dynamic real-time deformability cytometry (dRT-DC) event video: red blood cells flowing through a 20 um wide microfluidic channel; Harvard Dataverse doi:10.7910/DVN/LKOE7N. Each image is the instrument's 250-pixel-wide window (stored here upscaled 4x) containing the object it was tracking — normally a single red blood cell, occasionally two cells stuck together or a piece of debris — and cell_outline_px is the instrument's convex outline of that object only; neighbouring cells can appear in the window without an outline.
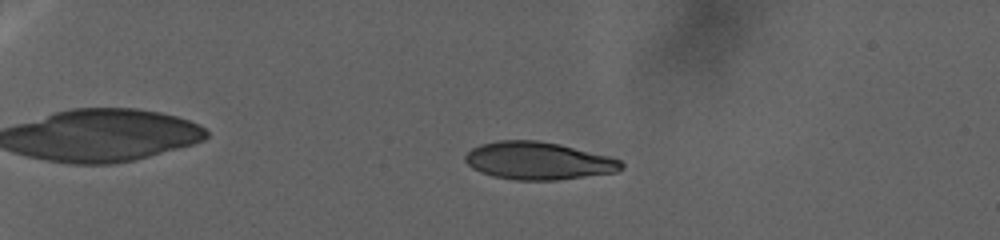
{"species": "human", "species_latin": "Homo sapiens", "temperature_condition": "warm", "stored_images_in_passage": 80, "camera_frame_rate_fps": 3000, "um_per_image_px": 0.085, "donor": {"sex": "female"}, "frame": {"image": 1, "passage_image": 18, "time_ms": 14.0, "image_size_px": [1000, 240], "cell_outline_px": [[624, 168], [616, 172], [556, 180], [516, 180], [492, 176], [480, 172], [472, 168], [464, 160], [464, 156], [472, 148], [480, 144], [500, 140], [536, 140], [560, 144], [608, 156], [620, 160], [624, 164]], "centroid_in_image_um": [45.74, 13.67], "position_along_channel_um": 39.3, "area_um2": 34.22}}
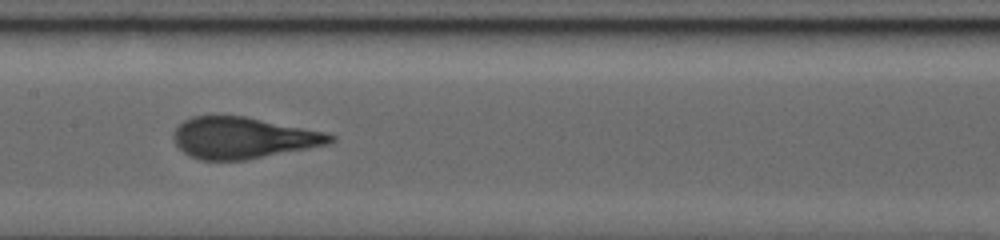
{"frame": {"image": 2, "passage_image": 51, "time_ms": 31.0, "image_size_px": [1000, 240], "cell_outline_px": [[336, 140], [328, 144], [248, 160], [200, 160], [188, 156], [176, 144], [176, 128], [184, 120], [192, 116], [244, 116], [324, 132], [336, 136]], "centroid_in_image_um": [20.68, 11.73], "position_along_channel_um": 186.7, "area_um2": 37.4}}
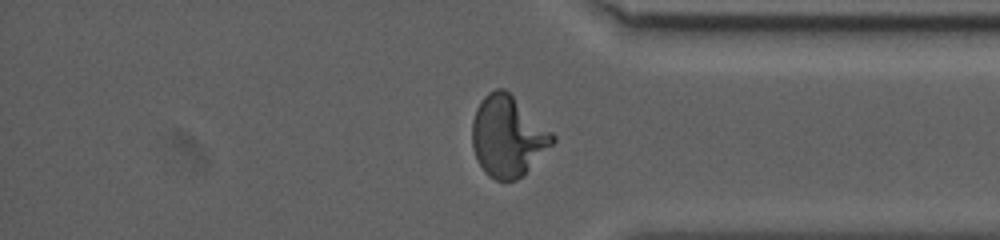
{"frame": {"image": 3, "passage_image": 68, "time_ms": 45.667, "image_size_px": [1000, 240], "cell_outline_px": [[556, 140], [516, 180], [496, 180], [488, 176], [484, 172], [472, 148], [472, 120], [476, 108], [480, 100], [488, 92], [496, 88], [504, 88], [552, 132], [556, 136]], "centroid_in_image_um": [43.12, 11.56], "position_along_channel_um": 392.1, "area_um2": 37.28}}